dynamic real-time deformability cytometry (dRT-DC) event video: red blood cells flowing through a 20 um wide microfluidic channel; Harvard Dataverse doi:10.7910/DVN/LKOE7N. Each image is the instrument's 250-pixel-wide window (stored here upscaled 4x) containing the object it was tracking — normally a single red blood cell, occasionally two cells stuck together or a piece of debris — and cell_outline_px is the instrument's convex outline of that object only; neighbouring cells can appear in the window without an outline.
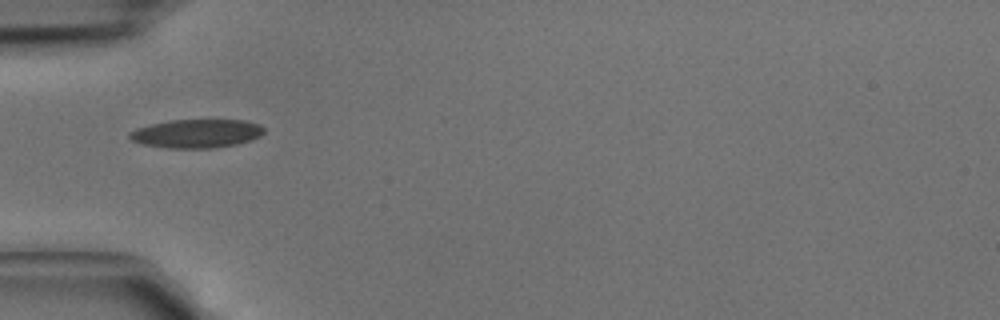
{"species": "common noctule bat (a hibernating species)", "species_latin": "Nyctalus noctula", "temperature_condition": "cold", "stored_images_in_passage": 2, "camera_frame_rate_fps": 3000, "um_per_image_px": 0.085, "animal": {"sex": "male", "body_mass_g": 15.6}, "frame": {"image": 1, "passage_image": 1, "time_ms": 0.0, "image_size_px": [1000, 320], "cell_outline_px": [[264, 132], [260, 136], [252, 140], [236, 144], [212, 148], [168, 148], [144, 144], [132, 140], [128, 136], [128, 132], [136, 128], [168, 120], [244, 120], [260, 124], [264, 128]], "centroid_in_image_um": [16.72, 11.34], "position_along_channel_um": 68.3, "area_um2": 22.43}}